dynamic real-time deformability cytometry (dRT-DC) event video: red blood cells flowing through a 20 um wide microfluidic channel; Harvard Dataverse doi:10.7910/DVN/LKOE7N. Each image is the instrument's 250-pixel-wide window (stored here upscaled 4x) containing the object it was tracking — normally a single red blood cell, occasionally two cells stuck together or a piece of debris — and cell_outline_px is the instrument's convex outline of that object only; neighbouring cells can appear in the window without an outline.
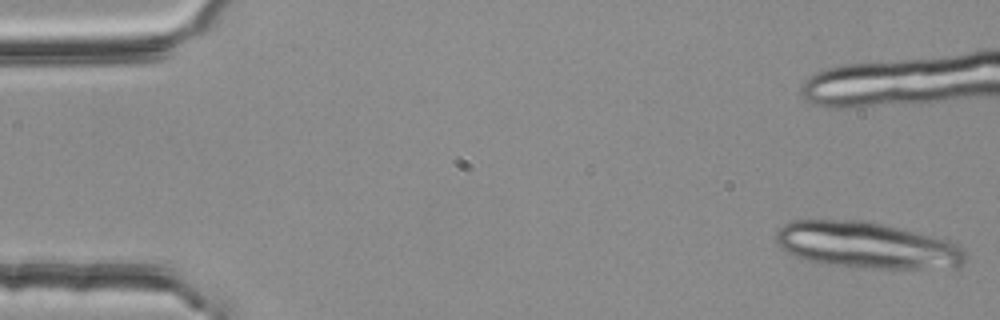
{"species": "common noctule bat (a hibernating species)", "species_latin": "Nyctalus noctula", "temperature_condition": "room temperature", "stored_images_in_passage": 12, "camera_frame_rate_fps": 3000, "um_per_image_px": 0.085, "animal": {"sex": "female", "body_mass_g": 25.1}, "frame": {"image": 1, "passage_image": 1, "time_ms": 0.0, "image_size_px": [1000, 320], "cell_outline_px": [[968, 260], [964, 264], [956, 268], [880, 268], [832, 264], [808, 260], [796, 256], [788, 252], [776, 240], [776, 232], [784, 224], [792, 220], [860, 220], [900, 228], [948, 240], [960, 248], [968, 256]], "centroid_in_image_um": [73.73, 20.84], "position_along_channel_um": 11.3, "area_um2": 50.46}}